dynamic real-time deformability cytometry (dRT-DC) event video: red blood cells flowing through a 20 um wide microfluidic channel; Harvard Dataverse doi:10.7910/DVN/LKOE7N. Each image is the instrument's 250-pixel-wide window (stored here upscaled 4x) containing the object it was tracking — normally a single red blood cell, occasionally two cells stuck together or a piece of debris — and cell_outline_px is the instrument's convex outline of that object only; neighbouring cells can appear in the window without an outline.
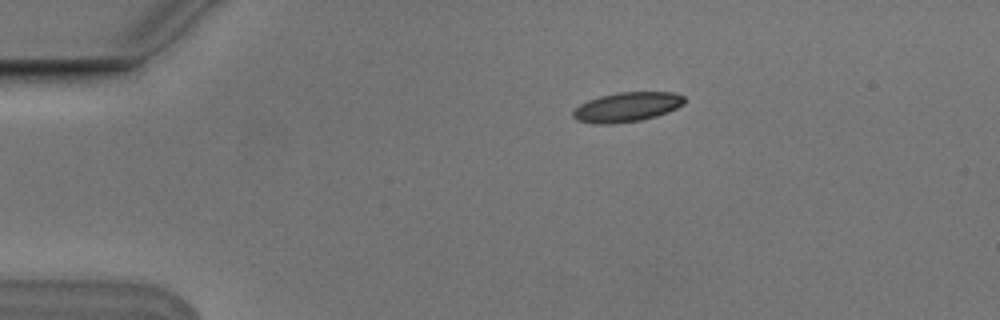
{"species": "Egyptian fruit bat (a non-hibernating species)", "species_latin": "Rousettus aegyptiacus", "temperature_condition": "cold", "stored_images_in_passage": 3, "camera_frame_rate_fps": 3000, "um_per_image_px": 0.085, "animal": {"sex": "male"}, "frame": {"image": 1, "passage_image": 2, "time_ms": 0.333, "image_size_px": [1000, 320], "cell_outline_px": [[684, 104], [668, 112], [656, 116], [640, 120], [612, 124], [596, 124], [576, 120], [572, 116], [572, 112], [580, 104], [588, 100], [600, 96], [616, 92], [672, 92], [684, 96]], "centroid_in_image_um": [53.27, 9.1], "position_along_channel_um": 31.7, "area_um2": 19.19}}